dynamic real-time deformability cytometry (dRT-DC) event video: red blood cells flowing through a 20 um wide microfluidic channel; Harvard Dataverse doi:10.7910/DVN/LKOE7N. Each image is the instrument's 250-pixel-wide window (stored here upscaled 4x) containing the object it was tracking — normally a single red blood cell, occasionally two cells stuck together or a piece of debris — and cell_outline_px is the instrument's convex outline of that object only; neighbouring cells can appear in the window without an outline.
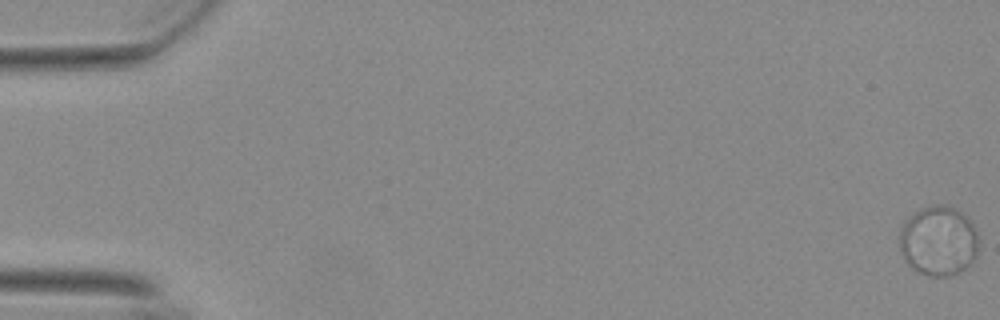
{"species": "Egyptian fruit bat (a non-hibernating species)", "species_latin": "Rousettus aegyptiacus", "temperature_condition": "warm", "stored_images_in_passage": 57, "camera_frame_rate_fps": 3000, "um_per_image_px": 0.085, "animal": {"sex": "female"}, "frame": {"image": 1, "passage_image": 1, "time_ms": 0.0, "image_size_px": [1000, 320], "cell_outline_px": [[976, 252], [972, 260], [964, 268], [948, 276], [932, 276], [920, 272], [912, 268], [904, 256], [900, 248], [900, 228], [912, 212], [936, 204], [948, 204], [960, 212], [972, 224], [976, 232]], "centroid_in_image_um": [79.73, 20.44], "position_along_channel_um": 5.3, "area_um2": 31.44}}
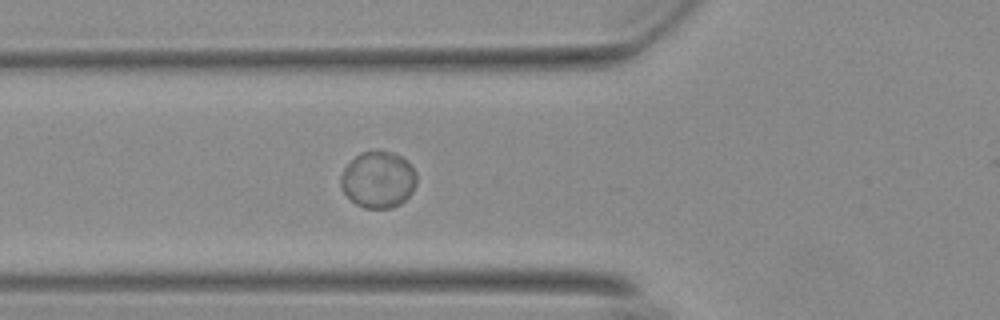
{"frame": {"image": 2, "passage_image": 22, "time_ms": 7.0, "image_size_px": [1000, 320], "cell_outline_px": [[416, 184], [412, 192], [400, 204], [392, 208], [364, 208], [356, 204], [344, 192], [340, 184], [340, 176], [344, 168], [360, 152], [376, 148], [380, 148], [392, 152], [400, 156], [416, 172]], "centroid_in_image_um": [32.13, 15.24], "position_along_channel_um": 93.7, "area_um2": 25.14}}
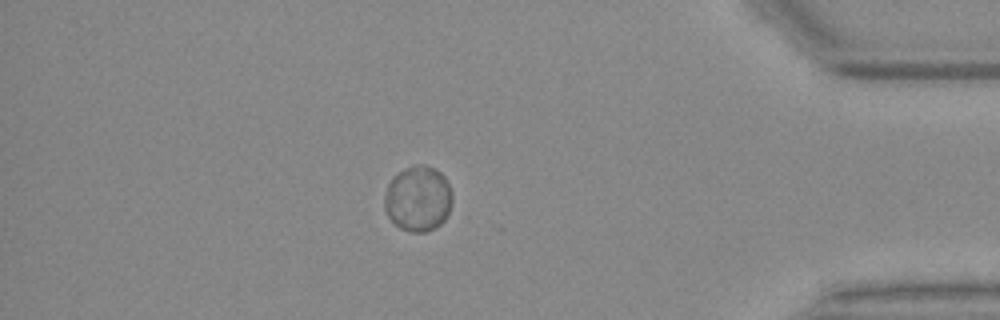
{"frame": {"image": 3, "passage_image": 50, "time_ms": 16.333, "image_size_px": [1000, 320], "cell_outline_px": [[452, 204], [444, 220], [440, 224], [424, 232], [412, 232], [400, 228], [388, 216], [384, 208], [384, 196], [388, 184], [404, 168], [416, 164], [424, 164], [440, 172], [444, 176], [448, 184], [452, 196]], "centroid_in_image_um": [35.53, 16.88], "position_along_channel_um": 399.7, "area_um2": 25.61}}